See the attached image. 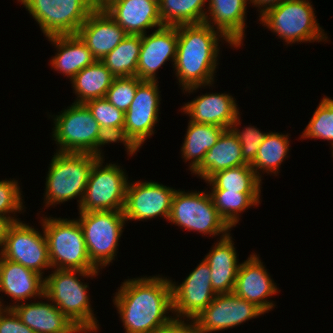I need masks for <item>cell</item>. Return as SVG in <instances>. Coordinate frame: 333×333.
<instances>
[{
	"label": "cell",
	"mask_w": 333,
	"mask_h": 333,
	"mask_svg": "<svg viewBox=\"0 0 333 333\" xmlns=\"http://www.w3.org/2000/svg\"><path fill=\"white\" fill-rule=\"evenodd\" d=\"M119 288L113 303L125 333H153L174 319L168 315L173 313L169 277L128 279Z\"/></svg>",
	"instance_id": "6da1fadb"
},
{
	"label": "cell",
	"mask_w": 333,
	"mask_h": 333,
	"mask_svg": "<svg viewBox=\"0 0 333 333\" xmlns=\"http://www.w3.org/2000/svg\"><path fill=\"white\" fill-rule=\"evenodd\" d=\"M178 43L173 68L183 92L214 84L219 42L223 39L235 47L220 31L206 23L177 25ZM222 38V39H220ZM219 46V47H218Z\"/></svg>",
	"instance_id": "7a4b0ae2"
},
{
	"label": "cell",
	"mask_w": 333,
	"mask_h": 333,
	"mask_svg": "<svg viewBox=\"0 0 333 333\" xmlns=\"http://www.w3.org/2000/svg\"><path fill=\"white\" fill-rule=\"evenodd\" d=\"M98 272L54 269L53 273L44 277V298L52 301L82 333L96 332L99 323L87 294L89 286L77 276L96 277Z\"/></svg>",
	"instance_id": "3957f363"
},
{
	"label": "cell",
	"mask_w": 333,
	"mask_h": 333,
	"mask_svg": "<svg viewBox=\"0 0 333 333\" xmlns=\"http://www.w3.org/2000/svg\"><path fill=\"white\" fill-rule=\"evenodd\" d=\"M97 159L95 155L89 153L56 151L45 178L44 203L46 208L75 199V197H79L77 200L79 207L91 168Z\"/></svg>",
	"instance_id": "277c9868"
},
{
	"label": "cell",
	"mask_w": 333,
	"mask_h": 333,
	"mask_svg": "<svg viewBox=\"0 0 333 333\" xmlns=\"http://www.w3.org/2000/svg\"><path fill=\"white\" fill-rule=\"evenodd\" d=\"M52 269L99 271L90 261L83 230L77 219H41Z\"/></svg>",
	"instance_id": "5b68a950"
},
{
	"label": "cell",
	"mask_w": 333,
	"mask_h": 333,
	"mask_svg": "<svg viewBox=\"0 0 333 333\" xmlns=\"http://www.w3.org/2000/svg\"><path fill=\"white\" fill-rule=\"evenodd\" d=\"M308 0H285L259 18L260 23L288 45L298 42L328 41Z\"/></svg>",
	"instance_id": "8992f818"
},
{
	"label": "cell",
	"mask_w": 333,
	"mask_h": 333,
	"mask_svg": "<svg viewBox=\"0 0 333 333\" xmlns=\"http://www.w3.org/2000/svg\"><path fill=\"white\" fill-rule=\"evenodd\" d=\"M79 215L77 220L83 230L88 257L98 270L103 269L115 259L126 223L123 211H93Z\"/></svg>",
	"instance_id": "52a82bcc"
},
{
	"label": "cell",
	"mask_w": 333,
	"mask_h": 333,
	"mask_svg": "<svg viewBox=\"0 0 333 333\" xmlns=\"http://www.w3.org/2000/svg\"><path fill=\"white\" fill-rule=\"evenodd\" d=\"M168 221L188 231H197L210 237L227 236L231 228L219 215L210 193L206 190L185 192L176 190Z\"/></svg>",
	"instance_id": "ba28073f"
},
{
	"label": "cell",
	"mask_w": 333,
	"mask_h": 333,
	"mask_svg": "<svg viewBox=\"0 0 333 333\" xmlns=\"http://www.w3.org/2000/svg\"><path fill=\"white\" fill-rule=\"evenodd\" d=\"M98 158L90 171L79 213L93 211H123L128 175L118 164Z\"/></svg>",
	"instance_id": "9c48e42d"
},
{
	"label": "cell",
	"mask_w": 333,
	"mask_h": 333,
	"mask_svg": "<svg viewBox=\"0 0 333 333\" xmlns=\"http://www.w3.org/2000/svg\"><path fill=\"white\" fill-rule=\"evenodd\" d=\"M52 115V137L59 146L56 151L89 153L95 155L96 138L100 125L84 104L72 103L70 107Z\"/></svg>",
	"instance_id": "30bf717a"
},
{
	"label": "cell",
	"mask_w": 333,
	"mask_h": 333,
	"mask_svg": "<svg viewBox=\"0 0 333 333\" xmlns=\"http://www.w3.org/2000/svg\"><path fill=\"white\" fill-rule=\"evenodd\" d=\"M15 221L9 228L0 256L19 263L43 276L51 267L45 233Z\"/></svg>",
	"instance_id": "8fae6325"
},
{
	"label": "cell",
	"mask_w": 333,
	"mask_h": 333,
	"mask_svg": "<svg viewBox=\"0 0 333 333\" xmlns=\"http://www.w3.org/2000/svg\"><path fill=\"white\" fill-rule=\"evenodd\" d=\"M210 275V266L202 259L180 285L170 280L176 319L194 320L213 301L217 294L211 286Z\"/></svg>",
	"instance_id": "7c38bea8"
},
{
	"label": "cell",
	"mask_w": 333,
	"mask_h": 333,
	"mask_svg": "<svg viewBox=\"0 0 333 333\" xmlns=\"http://www.w3.org/2000/svg\"><path fill=\"white\" fill-rule=\"evenodd\" d=\"M175 189L153 181L129 182L123 214L128 220H148L158 216L169 219Z\"/></svg>",
	"instance_id": "4fadbf2b"
},
{
	"label": "cell",
	"mask_w": 333,
	"mask_h": 333,
	"mask_svg": "<svg viewBox=\"0 0 333 333\" xmlns=\"http://www.w3.org/2000/svg\"><path fill=\"white\" fill-rule=\"evenodd\" d=\"M265 314L255 304L234 293L217 294L213 301L194 319L199 333L224 331Z\"/></svg>",
	"instance_id": "5bb4252c"
},
{
	"label": "cell",
	"mask_w": 333,
	"mask_h": 333,
	"mask_svg": "<svg viewBox=\"0 0 333 333\" xmlns=\"http://www.w3.org/2000/svg\"><path fill=\"white\" fill-rule=\"evenodd\" d=\"M160 92L157 81L143 80L136 89L135 97L125 112L124 128L133 142L141 148L147 137L154 134L159 122Z\"/></svg>",
	"instance_id": "9a60e30c"
},
{
	"label": "cell",
	"mask_w": 333,
	"mask_h": 333,
	"mask_svg": "<svg viewBox=\"0 0 333 333\" xmlns=\"http://www.w3.org/2000/svg\"><path fill=\"white\" fill-rule=\"evenodd\" d=\"M141 39L137 77L140 80L157 81V70L169 60L175 63L178 43L177 26L164 25L156 28L152 34L141 35Z\"/></svg>",
	"instance_id": "2e32d148"
},
{
	"label": "cell",
	"mask_w": 333,
	"mask_h": 333,
	"mask_svg": "<svg viewBox=\"0 0 333 333\" xmlns=\"http://www.w3.org/2000/svg\"><path fill=\"white\" fill-rule=\"evenodd\" d=\"M233 293L267 313L276 306L274 301L267 298L278 293V288L261 259L252 253L246 261L240 263Z\"/></svg>",
	"instance_id": "e0dca14e"
},
{
	"label": "cell",
	"mask_w": 333,
	"mask_h": 333,
	"mask_svg": "<svg viewBox=\"0 0 333 333\" xmlns=\"http://www.w3.org/2000/svg\"><path fill=\"white\" fill-rule=\"evenodd\" d=\"M103 9L128 35H144L146 29L164 26L158 0H110Z\"/></svg>",
	"instance_id": "ac0fdd59"
},
{
	"label": "cell",
	"mask_w": 333,
	"mask_h": 333,
	"mask_svg": "<svg viewBox=\"0 0 333 333\" xmlns=\"http://www.w3.org/2000/svg\"><path fill=\"white\" fill-rule=\"evenodd\" d=\"M77 35L94 58L102 61L128 34L103 8H95L80 26Z\"/></svg>",
	"instance_id": "d6986e66"
},
{
	"label": "cell",
	"mask_w": 333,
	"mask_h": 333,
	"mask_svg": "<svg viewBox=\"0 0 333 333\" xmlns=\"http://www.w3.org/2000/svg\"><path fill=\"white\" fill-rule=\"evenodd\" d=\"M47 300L48 302L9 304L5 308H11L35 333H82L56 305Z\"/></svg>",
	"instance_id": "ffe728a7"
},
{
	"label": "cell",
	"mask_w": 333,
	"mask_h": 333,
	"mask_svg": "<svg viewBox=\"0 0 333 333\" xmlns=\"http://www.w3.org/2000/svg\"><path fill=\"white\" fill-rule=\"evenodd\" d=\"M233 96L226 93L203 94L182 106L191 122L213 124L229 129L239 108Z\"/></svg>",
	"instance_id": "44dd1931"
},
{
	"label": "cell",
	"mask_w": 333,
	"mask_h": 333,
	"mask_svg": "<svg viewBox=\"0 0 333 333\" xmlns=\"http://www.w3.org/2000/svg\"><path fill=\"white\" fill-rule=\"evenodd\" d=\"M0 292L15 303L44 298V278L39 273L0 256ZM18 301V302H17Z\"/></svg>",
	"instance_id": "7402d4cb"
},
{
	"label": "cell",
	"mask_w": 333,
	"mask_h": 333,
	"mask_svg": "<svg viewBox=\"0 0 333 333\" xmlns=\"http://www.w3.org/2000/svg\"><path fill=\"white\" fill-rule=\"evenodd\" d=\"M207 1L209 6L204 23L220 31L235 48L242 46L245 37V13L248 0Z\"/></svg>",
	"instance_id": "603a6c76"
},
{
	"label": "cell",
	"mask_w": 333,
	"mask_h": 333,
	"mask_svg": "<svg viewBox=\"0 0 333 333\" xmlns=\"http://www.w3.org/2000/svg\"><path fill=\"white\" fill-rule=\"evenodd\" d=\"M222 237L205 255L211 270V286L216 294L233 293L240 263L230 236Z\"/></svg>",
	"instance_id": "cb8c5ba5"
},
{
	"label": "cell",
	"mask_w": 333,
	"mask_h": 333,
	"mask_svg": "<svg viewBox=\"0 0 333 333\" xmlns=\"http://www.w3.org/2000/svg\"><path fill=\"white\" fill-rule=\"evenodd\" d=\"M57 48L51 57L50 65L58 73L71 80L79 71L96 61L87 45L77 35H58L47 37Z\"/></svg>",
	"instance_id": "d4e9b609"
},
{
	"label": "cell",
	"mask_w": 333,
	"mask_h": 333,
	"mask_svg": "<svg viewBox=\"0 0 333 333\" xmlns=\"http://www.w3.org/2000/svg\"><path fill=\"white\" fill-rule=\"evenodd\" d=\"M241 145L230 129H226L205 154L202 163L192 172L207 181L218 171L246 165Z\"/></svg>",
	"instance_id": "484cf974"
},
{
	"label": "cell",
	"mask_w": 333,
	"mask_h": 333,
	"mask_svg": "<svg viewBox=\"0 0 333 333\" xmlns=\"http://www.w3.org/2000/svg\"><path fill=\"white\" fill-rule=\"evenodd\" d=\"M114 78L115 76L105 64L100 60H96L79 71L70 80L74 89L73 93L77 96L74 103L84 104L92 99L106 97Z\"/></svg>",
	"instance_id": "4316f807"
},
{
	"label": "cell",
	"mask_w": 333,
	"mask_h": 333,
	"mask_svg": "<svg viewBox=\"0 0 333 333\" xmlns=\"http://www.w3.org/2000/svg\"><path fill=\"white\" fill-rule=\"evenodd\" d=\"M50 10V37L75 35L95 9L88 0H55Z\"/></svg>",
	"instance_id": "83f0119b"
},
{
	"label": "cell",
	"mask_w": 333,
	"mask_h": 333,
	"mask_svg": "<svg viewBox=\"0 0 333 333\" xmlns=\"http://www.w3.org/2000/svg\"><path fill=\"white\" fill-rule=\"evenodd\" d=\"M225 130L218 125L189 121L181 154L185 162L191 160L189 164L191 172L202 163L205 154L215 145Z\"/></svg>",
	"instance_id": "f1b7e54d"
},
{
	"label": "cell",
	"mask_w": 333,
	"mask_h": 333,
	"mask_svg": "<svg viewBox=\"0 0 333 333\" xmlns=\"http://www.w3.org/2000/svg\"><path fill=\"white\" fill-rule=\"evenodd\" d=\"M289 136L286 134H280L278 132H269L261 143L256 158L250 165L254 170L256 176L261 180L262 173H274L279 172V166L288 157L289 152ZM259 169V170H258Z\"/></svg>",
	"instance_id": "f546056e"
},
{
	"label": "cell",
	"mask_w": 333,
	"mask_h": 333,
	"mask_svg": "<svg viewBox=\"0 0 333 333\" xmlns=\"http://www.w3.org/2000/svg\"><path fill=\"white\" fill-rule=\"evenodd\" d=\"M212 190H225L238 193H261L260 180L249 164L221 170L207 181Z\"/></svg>",
	"instance_id": "4dcf8cb0"
},
{
	"label": "cell",
	"mask_w": 333,
	"mask_h": 333,
	"mask_svg": "<svg viewBox=\"0 0 333 333\" xmlns=\"http://www.w3.org/2000/svg\"><path fill=\"white\" fill-rule=\"evenodd\" d=\"M141 42V35H127L102 62L115 77L137 76Z\"/></svg>",
	"instance_id": "1f68e13d"
},
{
	"label": "cell",
	"mask_w": 333,
	"mask_h": 333,
	"mask_svg": "<svg viewBox=\"0 0 333 333\" xmlns=\"http://www.w3.org/2000/svg\"><path fill=\"white\" fill-rule=\"evenodd\" d=\"M207 0H158L159 16L163 25L204 23Z\"/></svg>",
	"instance_id": "d6a6232c"
},
{
	"label": "cell",
	"mask_w": 333,
	"mask_h": 333,
	"mask_svg": "<svg viewBox=\"0 0 333 333\" xmlns=\"http://www.w3.org/2000/svg\"><path fill=\"white\" fill-rule=\"evenodd\" d=\"M209 193L219 215L231 229L239 222V215L246 208L258 206L261 200V193H238L225 190H211Z\"/></svg>",
	"instance_id": "836d02e7"
},
{
	"label": "cell",
	"mask_w": 333,
	"mask_h": 333,
	"mask_svg": "<svg viewBox=\"0 0 333 333\" xmlns=\"http://www.w3.org/2000/svg\"><path fill=\"white\" fill-rule=\"evenodd\" d=\"M301 138L322 139L331 142L333 149V99L325 96L320 101Z\"/></svg>",
	"instance_id": "e575fe53"
},
{
	"label": "cell",
	"mask_w": 333,
	"mask_h": 333,
	"mask_svg": "<svg viewBox=\"0 0 333 333\" xmlns=\"http://www.w3.org/2000/svg\"><path fill=\"white\" fill-rule=\"evenodd\" d=\"M240 113L235 117L233 123L230 126V130L237 137L241 149L243 160L251 165L256 158L257 151L266 137L268 132L263 133L255 126L249 125V127H244L242 131L238 129L240 125Z\"/></svg>",
	"instance_id": "d590c367"
},
{
	"label": "cell",
	"mask_w": 333,
	"mask_h": 333,
	"mask_svg": "<svg viewBox=\"0 0 333 333\" xmlns=\"http://www.w3.org/2000/svg\"><path fill=\"white\" fill-rule=\"evenodd\" d=\"M142 81L137 76L115 77L105 98L125 113L135 97L137 86Z\"/></svg>",
	"instance_id": "8d00e7d4"
},
{
	"label": "cell",
	"mask_w": 333,
	"mask_h": 333,
	"mask_svg": "<svg viewBox=\"0 0 333 333\" xmlns=\"http://www.w3.org/2000/svg\"><path fill=\"white\" fill-rule=\"evenodd\" d=\"M100 127H124L125 113L105 97L92 99L84 103Z\"/></svg>",
	"instance_id": "74e56055"
},
{
	"label": "cell",
	"mask_w": 333,
	"mask_h": 333,
	"mask_svg": "<svg viewBox=\"0 0 333 333\" xmlns=\"http://www.w3.org/2000/svg\"><path fill=\"white\" fill-rule=\"evenodd\" d=\"M115 142L123 143L129 156L136 154L139 150V147L128 136L124 127H100L96 138L95 156L97 158H104L100 147Z\"/></svg>",
	"instance_id": "f35d334b"
},
{
	"label": "cell",
	"mask_w": 333,
	"mask_h": 333,
	"mask_svg": "<svg viewBox=\"0 0 333 333\" xmlns=\"http://www.w3.org/2000/svg\"><path fill=\"white\" fill-rule=\"evenodd\" d=\"M21 195L17 180H0V215L13 217L12 213L22 212L25 207Z\"/></svg>",
	"instance_id": "ab89813d"
},
{
	"label": "cell",
	"mask_w": 333,
	"mask_h": 333,
	"mask_svg": "<svg viewBox=\"0 0 333 333\" xmlns=\"http://www.w3.org/2000/svg\"><path fill=\"white\" fill-rule=\"evenodd\" d=\"M39 24L45 37H50V10L56 5L55 0H17Z\"/></svg>",
	"instance_id": "60d3db41"
},
{
	"label": "cell",
	"mask_w": 333,
	"mask_h": 333,
	"mask_svg": "<svg viewBox=\"0 0 333 333\" xmlns=\"http://www.w3.org/2000/svg\"><path fill=\"white\" fill-rule=\"evenodd\" d=\"M0 333H35L24 324L11 308L0 313Z\"/></svg>",
	"instance_id": "b9f144b4"
},
{
	"label": "cell",
	"mask_w": 333,
	"mask_h": 333,
	"mask_svg": "<svg viewBox=\"0 0 333 333\" xmlns=\"http://www.w3.org/2000/svg\"><path fill=\"white\" fill-rule=\"evenodd\" d=\"M189 323L185 322V319L174 318L170 323L153 333H199L195 321L191 320Z\"/></svg>",
	"instance_id": "7bdbcfd3"
},
{
	"label": "cell",
	"mask_w": 333,
	"mask_h": 333,
	"mask_svg": "<svg viewBox=\"0 0 333 333\" xmlns=\"http://www.w3.org/2000/svg\"><path fill=\"white\" fill-rule=\"evenodd\" d=\"M19 219L15 217H6L0 215V250L2 249L10 226Z\"/></svg>",
	"instance_id": "ee69618b"
},
{
	"label": "cell",
	"mask_w": 333,
	"mask_h": 333,
	"mask_svg": "<svg viewBox=\"0 0 333 333\" xmlns=\"http://www.w3.org/2000/svg\"><path fill=\"white\" fill-rule=\"evenodd\" d=\"M283 1L285 0H248L249 4L252 3L253 6L260 9L259 18L264 15L269 9L279 6Z\"/></svg>",
	"instance_id": "f6af8a7d"
},
{
	"label": "cell",
	"mask_w": 333,
	"mask_h": 333,
	"mask_svg": "<svg viewBox=\"0 0 333 333\" xmlns=\"http://www.w3.org/2000/svg\"><path fill=\"white\" fill-rule=\"evenodd\" d=\"M94 8H103L110 0H88Z\"/></svg>",
	"instance_id": "bcb514c9"
},
{
	"label": "cell",
	"mask_w": 333,
	"mask_h": 333,
	"mask_svg": "<svg viewBox=\"0 0 333 333\" xmlns=\"http://www.w3.org/2000/svg\"><path fill=\"white\" fill-rule=\"evenodd\" d=\"M2 299L0 298V313L5 309V305L1 301Z\"/></svg>",
	"instance_id": "7dc6e473"
}]
</instances>
